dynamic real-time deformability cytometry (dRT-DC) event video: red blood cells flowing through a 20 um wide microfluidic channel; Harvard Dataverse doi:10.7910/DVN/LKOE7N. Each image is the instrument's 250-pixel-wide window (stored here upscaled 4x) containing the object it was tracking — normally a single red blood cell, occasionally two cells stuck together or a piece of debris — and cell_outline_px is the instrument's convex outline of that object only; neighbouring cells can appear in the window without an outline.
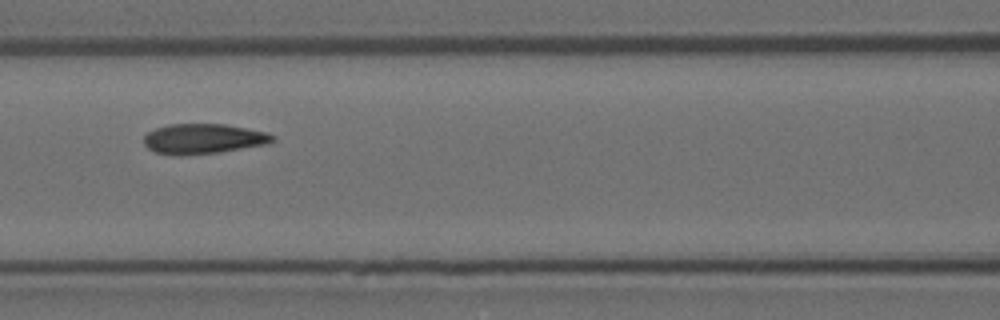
{"species": "Egyptian fruit bat (a non-hibernating species)", "species_latin": "Rousettus aegyptiacus", "temperature_condition": "room temperature", "stored_images_in_passage": 7, "camera_frame_rate_fps": 3000, "um_per_image_px": 0.085, "animal": {"sex": "female"}, "frame": {"image": 1, "passage_image": 7, "time_ms": 2.0, "image_size_px": [1000, 320], "cell_outline_px": [[276, 140], [264, 144], [220, 152], [156, 152], [148, 148], [144, 144], [144, 136], [148, 132], [156, 128], [168, 124], [224, 124], [268, 132], [276, 136]], "centroid_in_image_um": [17.35, 11.74], "position_along_channel_um": 149.3, "area_um2": 21.62}}